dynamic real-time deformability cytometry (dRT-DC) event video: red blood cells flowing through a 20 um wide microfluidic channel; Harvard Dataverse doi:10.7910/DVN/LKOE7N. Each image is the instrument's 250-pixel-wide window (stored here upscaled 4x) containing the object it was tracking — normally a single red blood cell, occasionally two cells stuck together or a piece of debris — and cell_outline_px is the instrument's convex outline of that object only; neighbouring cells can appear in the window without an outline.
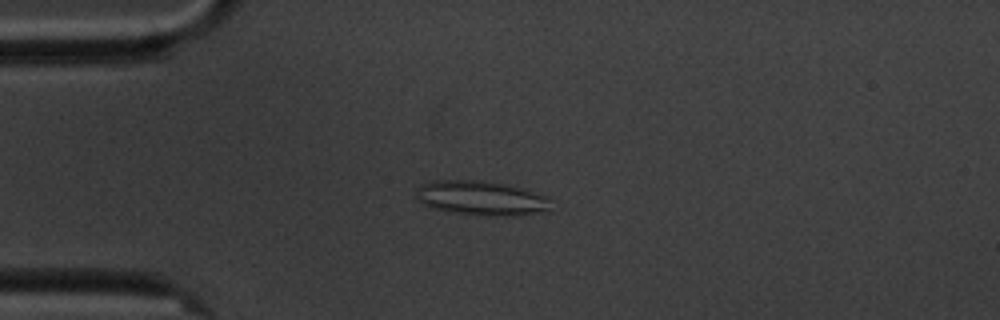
{"species": "common noctule bat (a hibernating species)", "species_latin": "Nyctalus noctula", "temperature_condition": "cold", "stored_images_in_passage": 11, "camera_frame_rate_fps": 3000, "um_per_image_px": 0.085, "animal": {"sex": "male", "body_mass_g": 20.1, "forearm_length_mm": 53.5}, "frame": {"image": 1, "passage_image": 4, "time_ms": 4.333, "image_size_px": [1000, 320], "cell_outline_px": [[548, 212], [520, 216], [504, 216], [456, 212], [432, 208], [424, 204], [416, 196], [420, 184], [436, 180], [480, 180], [504, 184], [520, 188], [548, 196]], "centroid_in_image_um": [40.94, 16.84], "position_along_channel_um": 44.1, "area_um2": 26.7}}
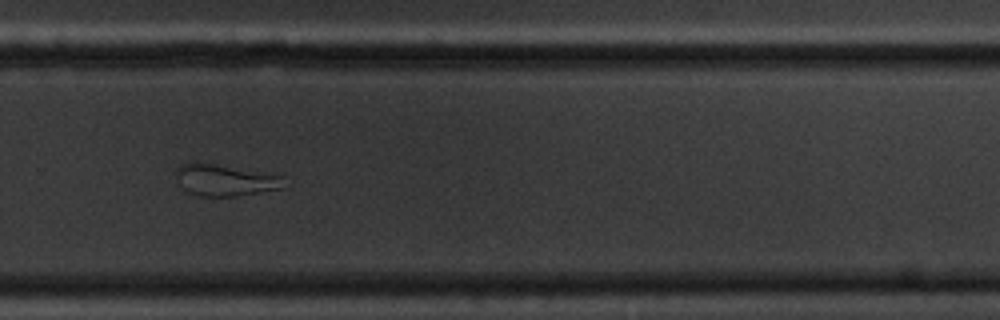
{"frame": {"image": 2, "passage_image": 11, "time_ms": 12.667, "image_size_px": [1000, 320], "cell_outline_px": [[284, 188], [236, 196], [200, 196], [188, 192], [184, 188], [176, 172], [176, 168], [180, 164], [192, 160], [200, 160], [284, 176]], "centroid_in_image_um": [19.13, 15.26], "position_along_channel_um": 310.7, "area_um2": 20.23}}